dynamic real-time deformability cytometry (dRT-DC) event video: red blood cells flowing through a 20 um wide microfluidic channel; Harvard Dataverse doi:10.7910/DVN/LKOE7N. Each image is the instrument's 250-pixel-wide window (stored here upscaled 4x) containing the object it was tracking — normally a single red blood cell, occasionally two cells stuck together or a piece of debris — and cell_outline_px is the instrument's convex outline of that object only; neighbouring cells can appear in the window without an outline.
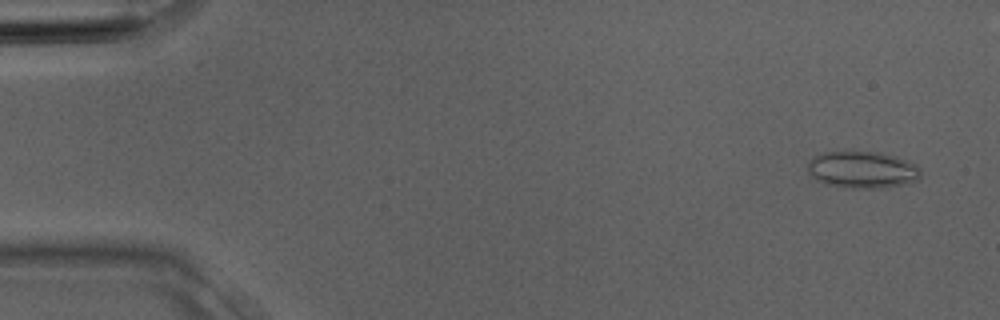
{"species": "Egyptian fruit bat (a non-hibernating species)", "species_latin": "Rousettus aegyptiacus", "temperature_condition": "room temperature", "stored_images_in_passage": 3, "camera_frame_rate_fps": 3000, "um_per_image_px": 0.085, "animal": {"sex": "male"}, "frame": {"image": 1, "passage_image": 3, "time_ms": 0.667, "image_size_px": [1000, 320], "cell_outline_px": [[920, 180], [880, 188], [844, 188], [824, 184], [816, 180], [808, 172], [808, 164], [816, 156], [824, 152], [880, 152], [916, 164], [920, 168]], "centroid_in_image_um": [73.29, 14.45], "position_along_channel_um": 11.7, "area_um2": 24.1}}